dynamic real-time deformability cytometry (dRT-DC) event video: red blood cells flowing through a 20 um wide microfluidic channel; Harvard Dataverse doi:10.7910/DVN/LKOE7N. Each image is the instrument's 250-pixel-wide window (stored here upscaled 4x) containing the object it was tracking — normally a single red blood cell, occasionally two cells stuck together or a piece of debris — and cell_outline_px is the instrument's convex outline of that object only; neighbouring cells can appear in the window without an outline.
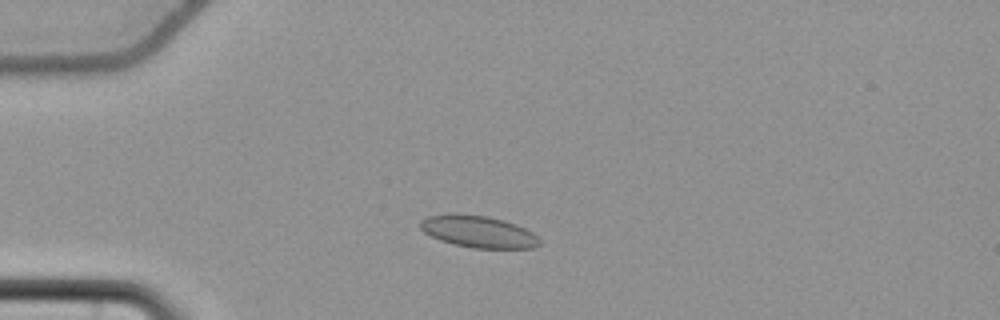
{"species": "common noctule bat (a hibernating species)", "species_latin": "Nyctalus noctula", "temperature_condition": "cold", "stored_images_in_passage": 53, "camera_frame_rate_fps": 3000, "um_per_image_px": 0.085, "animal": {"sex": "female", "body_mass_g": 22.7, "forearm_length_mm": 54.2}, "frame": {"image": 1, "passage_image": 11, "time_ms": 3.333, "image_size_px": [1000, 320], "cell_outline_px": [[540, 244], [532, 248], [472, 248], [452, 244], [440, 240], [424, 232], [420, 228], [420, 220], [428, 216], [456, 212], [488, 216], [504, 220], [516, 224], [532, 232], [540, 240]], "centroid_in_image_um": [40.63, 19.67], "position_along_channel_um": 44.4, "area_um2": 22.37}}
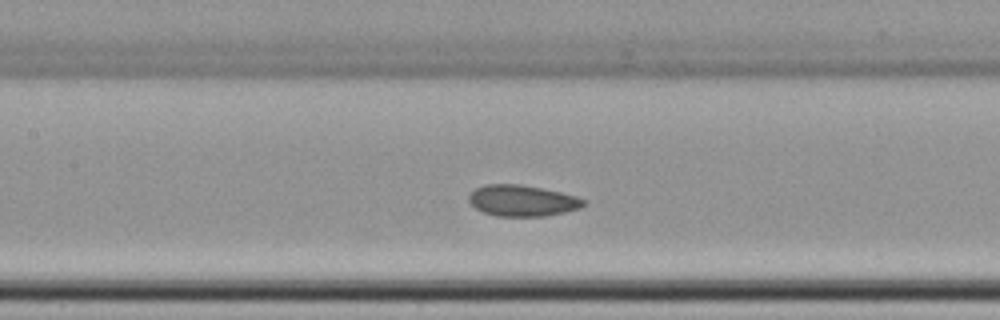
{"frame": {"image": 2, "passage_image": 23, "time_ms": 7.333, "image_size_px": [1000, 320], "cell_outline_px": [[588, 204], [580, 208], [564, 212], [544, 216], [496, 216], [484, 212], [476, 208], [468, 200], [468, 196], [476, 188], [484, 184], [520, 184], [560, 192], [576, 196], [584, 200]], "centroid_in_image_um": [44.4, 17.05], "position_along_channel_um": 163.0, "area_um2": 20.75}}
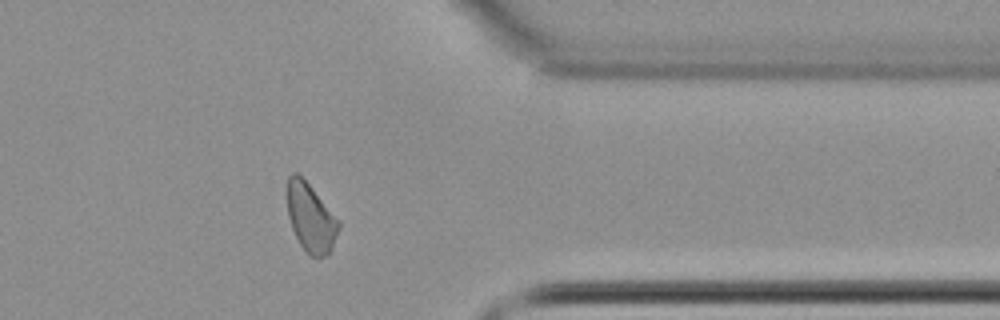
{"frame": {"image": 3, "passage_image": 42, "time_ms": 13.667, "image_size_px": [1000, 320], "cell_outline_px": [[340, 228], [332, 252], [324, 256], [308, 256], [304, 252], [292, 228], [288, 216], [284, 192], [284, 188], [288, 176], [292, 172], [296, 172], [312, 188], [340, 220]], "centroid_in_image_um": [26.38, 18.5], "position_along_channel_um": 385.0, "area_um2": 21.27}, "authors_computed_cell_mechanics": {"area_um2": 21.0392, "velocity_mm_per_s": 3.6789, "shape_relaxation_time_tau1_ms": null, "shape_relaxation_time_tau2_ms": 1.9352, "deformation_change_tau1": null, "deformation_change_tau2": 0.0727}}